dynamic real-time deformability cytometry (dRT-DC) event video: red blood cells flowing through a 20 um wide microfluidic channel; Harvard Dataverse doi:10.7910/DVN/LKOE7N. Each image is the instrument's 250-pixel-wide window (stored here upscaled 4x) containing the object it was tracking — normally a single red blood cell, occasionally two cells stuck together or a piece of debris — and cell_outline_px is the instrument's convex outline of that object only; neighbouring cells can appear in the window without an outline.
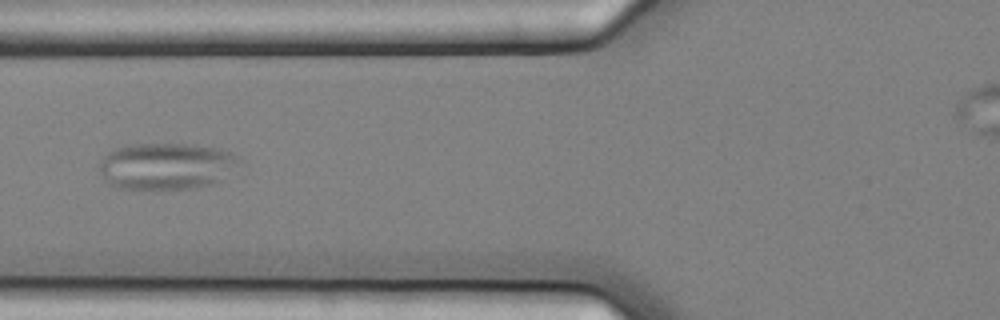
{"species": "common noctule bat (a hibernating species)", "species_latin": "Nyctalus noctula", "temperature_condition": "cold", "stored_images_in_passage": 8, "camera_frame_rate_fps": 3000, "um_per_image_px": 0.085, "animal": {"sex": "female", "body_mass_g": 25.1}, "frame": {"image": 1, "passage_image": 4, "time_ms": 1.0, "image_size_px": [1000, 320], "cell_outline_px": [[240, 156], [220, 180], [216, 184], [200, 188], [164, 192], [120, 188], [108, 184], [100, 172], [100, 160], [108, 152], [124, 144], [188, 144], [220, 148], [232, 152]], "centroid_in_image_um": [14.07, 14.16], "position_along_channel_um": 111.7, "area_um2": 38.9}}
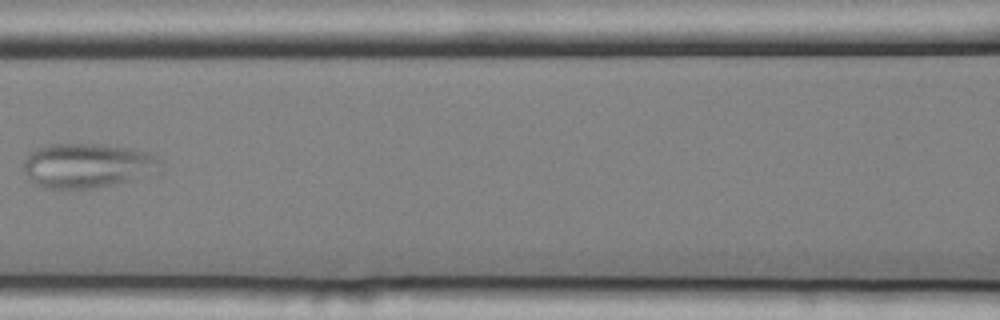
{"frame": {"image": 2, "passage_image": 5, "time_ms": 1.333, "image_size_px": [1000, 320], "cell_outline_px": [[160, 172], [112, 184], [88, 188], [48, 188], [36, 184], [28, 176], [24, 168], [24, 160], [36, 148], [52, 144], [104, 144], [128, 148], [148, 152], [160, 160]], "centroid_in_image_um": [7.44, 14.05], "position_along_channel_um": 159.2, "area_um2": 34.97}}